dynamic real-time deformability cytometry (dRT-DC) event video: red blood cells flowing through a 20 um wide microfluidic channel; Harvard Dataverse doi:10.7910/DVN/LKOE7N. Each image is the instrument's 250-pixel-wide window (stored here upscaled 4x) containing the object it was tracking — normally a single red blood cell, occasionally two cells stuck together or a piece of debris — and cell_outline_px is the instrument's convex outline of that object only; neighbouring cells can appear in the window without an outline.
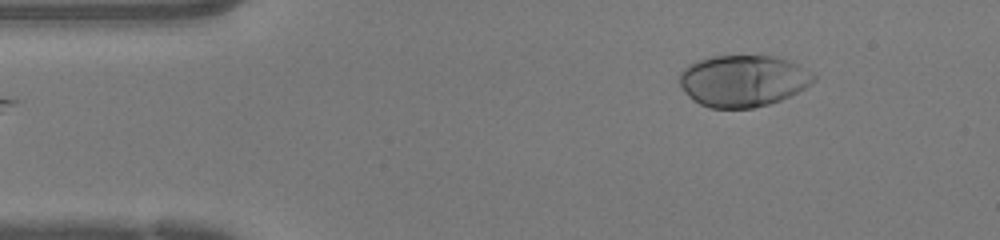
{"species": "human", "species_latin": "Homo sapiens", "temperature_condition": "warm", "stored_images_in_passage": 42, "camera_frame_rate_fps": 3000, "um_per_image_px": 0.085, "donor": {"sex": "female"}, "frame": {"image": 1, "passage_image": 1, "time_ms": 0.0, "image_size_px": [1000, 240], "cell_outline_px": [[816, 80], [804, 88], [780, 100], [768, 104], [752, 108], [712, 108], [700, 104], [692, 100], [684, 92], [680, 84], [680, 72], [688, 64], [696, 60], [712, 56], [772, 56], [788, 60], [812, 72], [816, 76]], "centroid_in_image_um": [63.13, 6.87], "position_along_channel_um": 21.9, "area_um2": 40.29}}
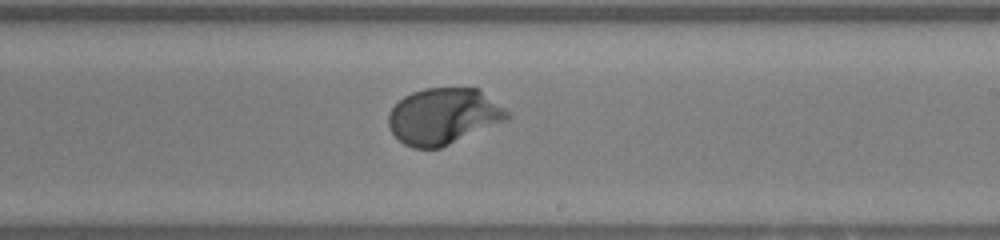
{"frame": {"image": 2, "passage_image": 22, "time_ms": 7.0, "image_size_px": [1000, 240], "cell_outline_px": [[512, 116], [508, 120], [440, 148], [412, 148], [404, 144], [392, 132], [388, 124], [388, 116], [392, 108], [404, 96], [412, 92], [424, 88], [480, 88], [504, 108]], "centroid_in_image_um": [37.72, 9.87], "position_along_channel_um": 251.3, "area_um2": 38.9}}
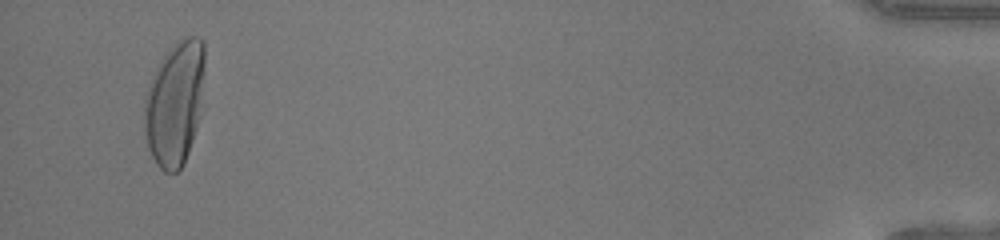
{"frame": {"image": 3, "passage_image": 40, "time_ms": 13.0, "image_size_px": [1000, 240], "cell_outline_px": [[204, 64], [196, 128], [184, 164], [176, 172], [164, 172], [156, 164], [148, 148], [144, 132], [144, 100], [148, 84], [152, 76], [164, 56], [184, 36], [200, 36], [204, 40]], "centroid_in_image_um": [14.82, 8.8], "position_along_channel_um": 420.4, "area_um2": 43.0}, "authors_computed_cell_mechanics": {"area_um2": 38.5526, "velocity_mm_per_s": 4.2556, "shape_relaxation_time_tau1_ms": 2.5982, "shape_relaxation_time_tau2_ms": null, "deformation_change_tau1": 0.1803, "deformation_change_tau2": null}}